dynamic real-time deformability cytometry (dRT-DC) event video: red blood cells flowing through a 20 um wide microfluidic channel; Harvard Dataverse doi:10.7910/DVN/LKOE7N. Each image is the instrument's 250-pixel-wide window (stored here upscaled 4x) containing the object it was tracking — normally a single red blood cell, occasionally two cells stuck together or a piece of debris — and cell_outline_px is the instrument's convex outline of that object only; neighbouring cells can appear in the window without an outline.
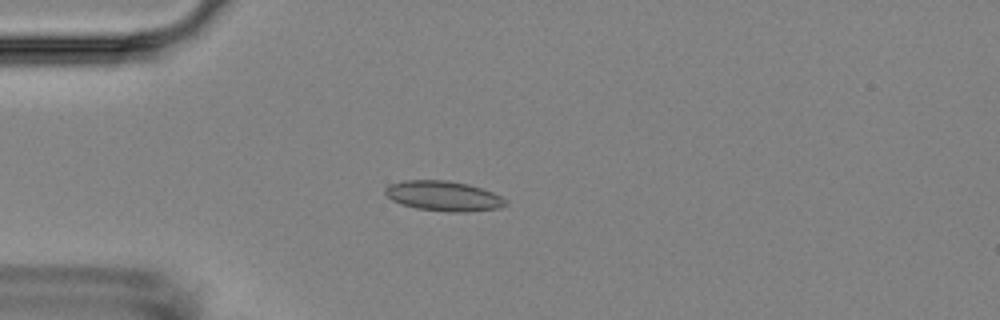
{"species": "Egyptian fruit bat (a non-hibernating species)", "species_latin": "Rousettus aegyptiacus", "temperature_condition": "room temperature", "stored_images_in_passage": 2, "camera_frame_rate_fps": 3000, "um_per_image_px": 0.085, "animal": {"sex": "female"}, "frame": {"image": 1, "passage_image": 2, "time_ms": 2.0, "image_size_px": [1000, 320], "cell_outline_px": [[508, 204], [500, 208], [468, 212], [452, 212], [416, 208], [400, 204], [392, 200], [384, 192], [384, 188], [392, 184], [404, 180], [448, 180], [468, 184], [492, 192], [500, 196]], "centroid_in_image_um": [37.69, 16.66], "position_along_channel_um": 47.3, "area_um2": 20.98}}